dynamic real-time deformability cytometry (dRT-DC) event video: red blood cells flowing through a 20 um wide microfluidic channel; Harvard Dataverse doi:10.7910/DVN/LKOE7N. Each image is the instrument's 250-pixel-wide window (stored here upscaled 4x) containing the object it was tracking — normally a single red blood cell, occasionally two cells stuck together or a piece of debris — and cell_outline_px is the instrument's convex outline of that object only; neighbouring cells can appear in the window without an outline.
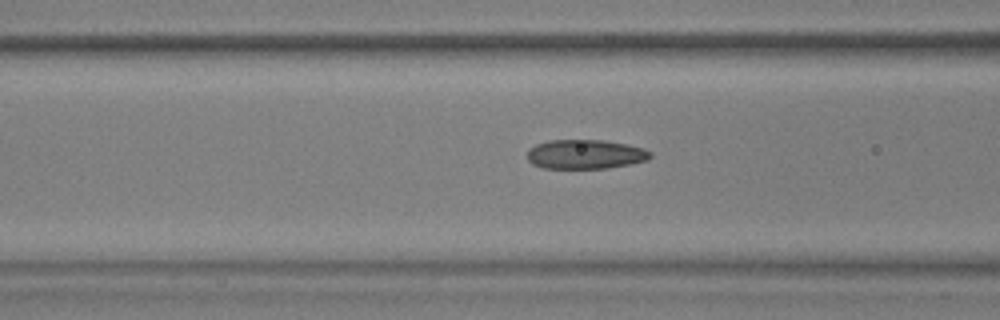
{"species": "common noctule bat (a hibernating species)", "species_latin": "Nyctalus noctula", "temperature_condition": "warm", "stored_images_in_passage": 46, "camera_frame_rate_fps": 3000, "um_per_image_px": 0.085, "animal": {"sex": "male", "body_mass_g": 17.9, "forearm_length_mm": 54.2}, "frame": {"image": 1, "passage_image": 14, "time_ms": 4.333, "image_size_px": [1000, 320], "cell_outline_px": [[652, 156], [648, 160], [608, 168], [544, 168], [532, 164], [528, 160], [528, 148], [536, 144], [548, 140], [604, 140], [628, 144], [644, 148], [652, 152]], "centroid_in_image_um": [49.76, 13.1], "position_along_channel_um": 116.8, "area_um2": 21.15}}
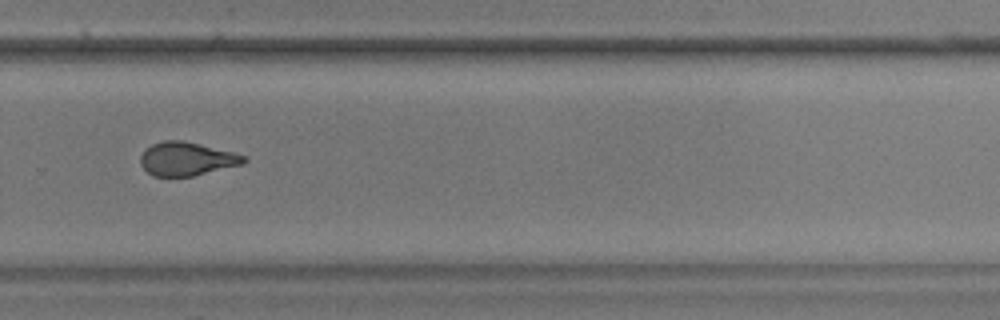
{"frame": {"image": 2, "passage_image": 30, "time_ms": 9.667, "image_size_px": [1000, 320], "cell_outline_px": [[248, 160], [244, 164], [192, 176], [152, 176], [140, 164], [140, 156], [152, 144], [164, 140], [184, 140], [236, 152], [244, 156]], "centroid_in_image_um": [15.91, 13.49], "position_along_channel_um": 313.9, "area_um2": 20.29}}
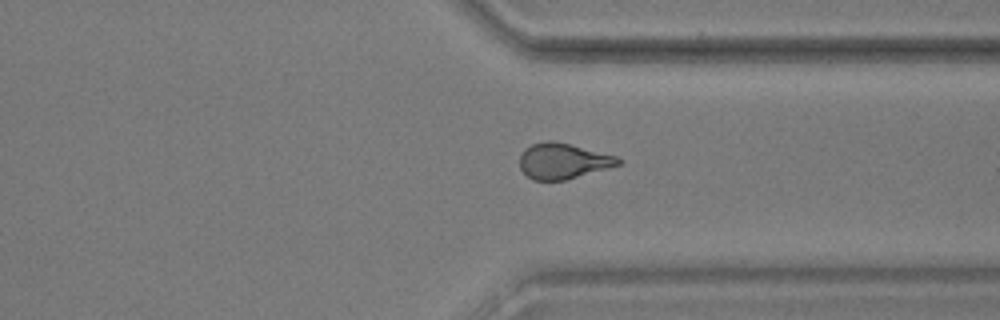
{"frame": {"image": 3, "passage_image": 34, "time_ms": 11.0, "image_size_px": [1000, 320], "cell_outline_px": [[624, 160], [620, 164], [564, 180], [532, 180], [520, 168], [520, 156], [524, 148], [532, 144], [544, 140], [552, 140], [616, 156]], "centroid_in_image_um": [47.82, 13.68], "position_along_channel_um": 363.6, "area_um2": 20.17}}